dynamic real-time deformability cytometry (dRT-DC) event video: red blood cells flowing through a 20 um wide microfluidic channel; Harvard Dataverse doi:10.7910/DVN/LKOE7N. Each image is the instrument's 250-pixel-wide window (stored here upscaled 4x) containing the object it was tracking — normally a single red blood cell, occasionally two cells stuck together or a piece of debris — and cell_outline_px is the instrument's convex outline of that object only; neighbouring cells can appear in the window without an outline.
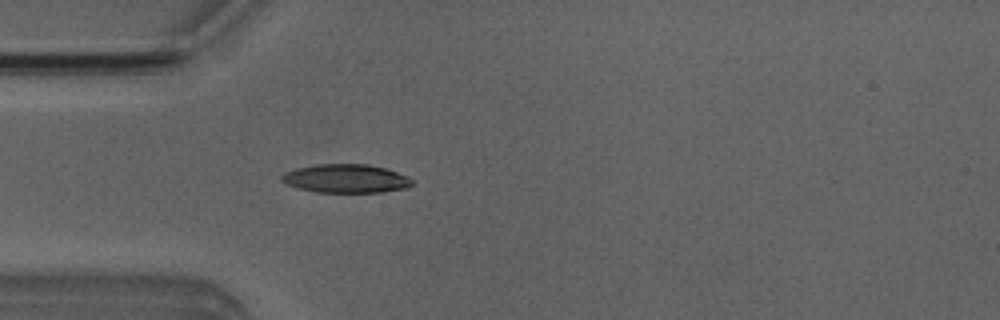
{"species": "Egyptian fruit bat (a non-hibernating species)", "species_latin": "Rousettus aegyptiacus", "temperature_condition": "room temperature", "stored_images_in_passage": 5, "camera_frame_rate_fps": 3000, "um_per_image_px": 0.085, "animal": {"sex": "male"}, "frame": {"image": 1, "passage_image": 5, "time_ms": 4.333, "image_size_px": [1000, 320], "cell_outline_px": [[412, 184], [408, 188], [384, 192], [316, 192], [300, 188], [288, 184], [280, 180], [280, 176], [284, 172], [296, 168], [316, 164], [368, 164], [384, 168], [408, 176], [412, 180]], "centroid_in_image_um": [29.4, 15.17], "position_along_channel_um": 55.6, "area_um2": 21.73}}